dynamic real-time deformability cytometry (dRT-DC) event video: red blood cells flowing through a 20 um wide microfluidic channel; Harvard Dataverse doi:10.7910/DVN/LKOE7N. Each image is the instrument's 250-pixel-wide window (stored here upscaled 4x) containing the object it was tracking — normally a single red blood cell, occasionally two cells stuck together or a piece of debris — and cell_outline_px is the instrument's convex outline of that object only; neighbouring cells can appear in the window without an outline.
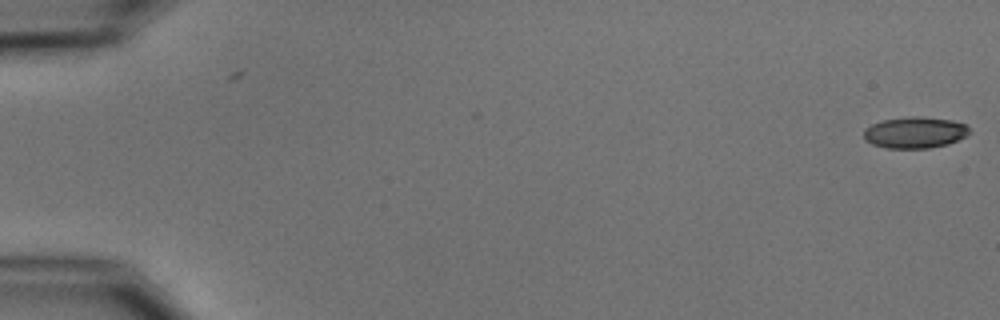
{"species": "common noctule bat (a hibernating species)", "species_latin": "Nyctalus noctula", "temperature_condition": "cold", "stored_images_in_passage": 2, "camera_frame_rate_fps": 3000, "um_per_image_px": 0.085, "animal": {"sex": "male", "body_mass_g": 15.6}, "frame": {"image": 1, "passage_image": 2, "time_ms": 1.0, "image_size_px": [1000, 320], "cell_outline_px": [[968, 132], [964, 136], [948, 144], [928, 148], [884, 148], [872, 144], [864, 140], [864, 128], [872, 124], [884, 120], [912, 116], [924, 116], [952, 120], [968, 124]], "centroid_in_image_um": [77.74, 11.26], "position_along_channel_um": 7.3, "area_um2": 19.31}}